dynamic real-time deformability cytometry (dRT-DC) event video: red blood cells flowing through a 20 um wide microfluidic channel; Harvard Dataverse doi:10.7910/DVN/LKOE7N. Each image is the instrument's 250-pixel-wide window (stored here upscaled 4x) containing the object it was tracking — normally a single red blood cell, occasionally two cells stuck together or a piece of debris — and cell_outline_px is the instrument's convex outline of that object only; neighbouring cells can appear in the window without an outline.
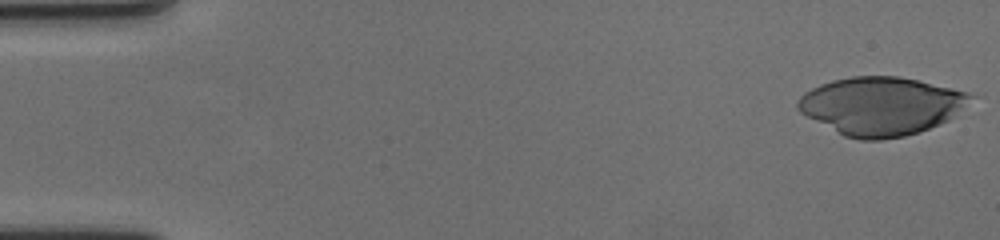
{"species": "human", "species_latin": "Homo sapiens", "temperature_condition": "cold", "stored_images_in_passage": 58, "camera_frame_rate_fps": 3000, "um_per_image_px": 0.085, "donor": {"sex": "female"}, "frame": {"image": 1, "passage_image": 1, "time_ms": 0.0, "image_size_px": [1000, 240], "cell_outline_px": [[976, 96], [948, 120], [940, 124], [920, 132], [904, 136], [880, 140], [860, 140], [844, 136], [800, 112], [796, 108], [796, 100], [804, 92], [820, 84], [832, 80], [852, 76], [900, 76], [952, 88], [968, 92]], "centroid_in_image_um": [74.88, 9.0], "position_along_channel_um": 10.1, "area_um2": 58.49}}